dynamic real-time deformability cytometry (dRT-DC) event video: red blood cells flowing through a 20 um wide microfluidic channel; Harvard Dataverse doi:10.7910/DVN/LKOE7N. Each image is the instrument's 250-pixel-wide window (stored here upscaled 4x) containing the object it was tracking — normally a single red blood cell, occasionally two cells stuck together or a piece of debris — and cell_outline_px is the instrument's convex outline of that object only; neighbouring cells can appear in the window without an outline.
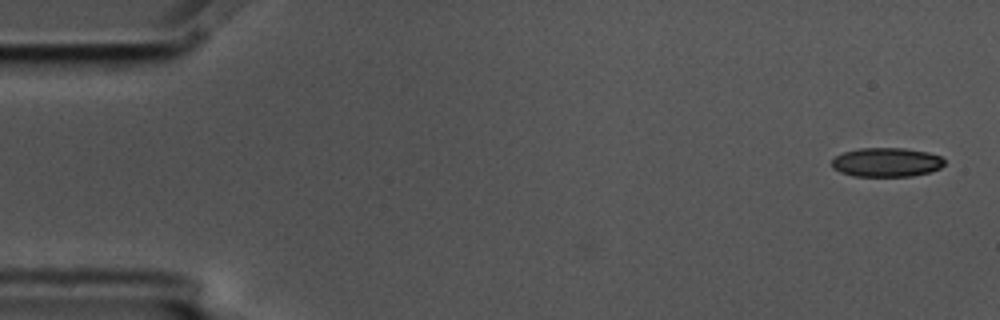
{"species": "common noctule bat (a hibernating species)", "species_latin": "Nyctalus noctula", "temperature_condition": "cold", "stored_images_in_passage": 2, "camera_frame_rate_fps": 3000, "um_per_image_px": 0.085, "animal": {"sex": "male", "body_mass_g": 17.5, "forearm_length_mm": 52.3}, "frame": {"image": 1, "passage_image": 2, "time_ms": 0.333, "image_size_px": [1000, 320], "cell_outline_px": [[944, 164], [940, 168], [932, 172], [912, 176], [852, 176], [840, 172], [832, 168], [832, 160], [836, 156], [844, 152], [860, 148], [904, 148], [928, 152], [940, 156], [944, 160]], "centroid_in_image_um": [75.36, 13.8], "position_along_channel_um": 9.6, "area_um2": 19.19}}